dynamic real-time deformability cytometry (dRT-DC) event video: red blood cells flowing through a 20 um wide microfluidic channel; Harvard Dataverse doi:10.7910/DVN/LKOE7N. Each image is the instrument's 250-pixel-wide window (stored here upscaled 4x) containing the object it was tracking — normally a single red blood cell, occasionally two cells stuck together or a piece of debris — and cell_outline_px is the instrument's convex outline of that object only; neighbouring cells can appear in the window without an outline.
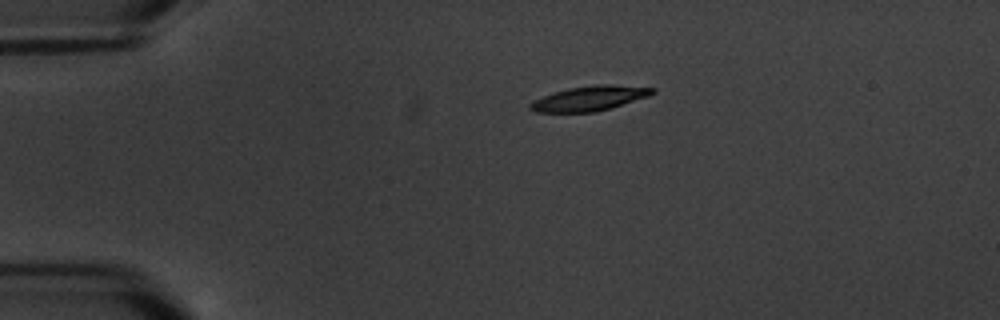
{"species": "common noctule bat (a hibernating species)", "species_latin": "Nyctalus noctula", "temperature_condition": "warm", "stored_images_in_passage": 4, "camera_frame_rate_fps": 3000, "um_per_image_px": 0.085, "animal": {"sex": "male", "body_mass_g": 20.1, "forearm_length_mm": 53.5}, "frame": {"image": 1, "passage_image": 1, "time_ms": 0.0, "image_size_px": [1000, 320], "cell_outline_px": [[656, 92], [648, 96], [608, 108], [592, 112], [536, 112], [528, 108], [528, 104], [544, 96], [568, 88], [596, 84], [612, 84], [656, 88]], "centroid_in_image_um": [50.12, 8.35], "position_along_channel_um": 34.9, "area_um2": 17.34}}
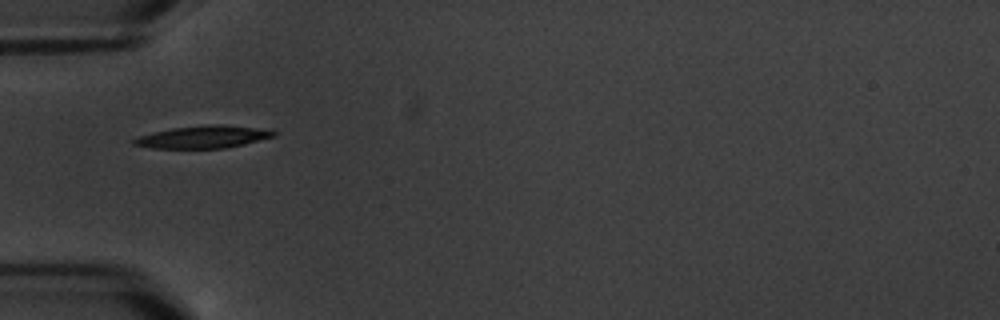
{"frame": {"image": 2, "passage_image": 2, "time_ms": 2.333, "image_size_px": [1000, 320], "cell_outline_px": [[276, 136], [244, 144], [224, 148], [152, 148], [132, 144], [132, 140], [140, 136], [152, 132], [172, 128], [204, 124], [224, 124], [252, 128], [276, 132]], "centroid_in_image_um": [17.22, 11.63], "position_along_channel_um": 67.8, "area_um2": 18.09}}
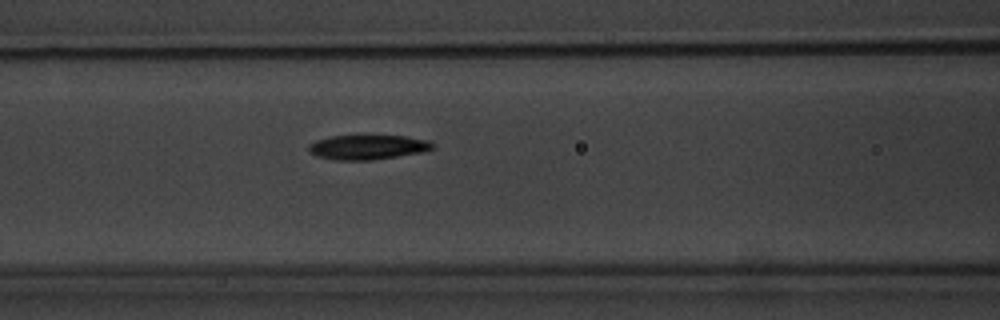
{"frame": {"image": 3, "passage_image": 4, "time_ms": 4.333, "image_size_px": [1000, 320], "cell_outline_px": [[436, 144], [432, 148], [420, 152], [372, 160], [336, 160], [316, 156], [308, 152], [308, 144], [316, 140], [328, 136], [404, 136], [428, 140]], "centroid_in_image_um": [31.19, 12.51], "position_along_channel_um": 135.4, "area_um2": 17.69}}